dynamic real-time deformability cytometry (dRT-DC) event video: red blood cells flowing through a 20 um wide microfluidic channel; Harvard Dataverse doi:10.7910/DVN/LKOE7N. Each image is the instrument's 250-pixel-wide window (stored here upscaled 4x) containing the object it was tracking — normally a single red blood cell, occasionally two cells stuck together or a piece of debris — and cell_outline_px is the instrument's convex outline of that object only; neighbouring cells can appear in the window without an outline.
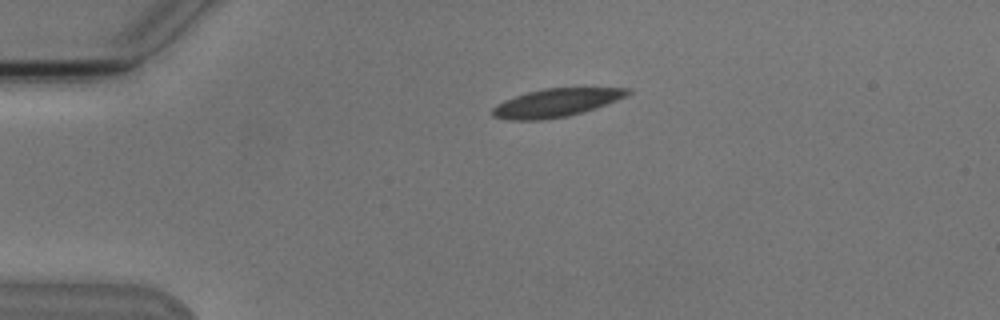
{"species": "Egyptian fruit bat (a non-hibernating species)", "species_latin": "Rousettus aegyptiacus", "temperature_condition": "cold", "stored_images_in_passage": 2, "camera_frame_rate_fps": 3000, "um_per_image_px": 0.085, "animal": {"sex": "male"}, "frame": {"image": 1, "passage_image": 1, "time_ms": 0.0, "image_size_px": [1000, 320], "cell_outline_px": [[632, 92], [628, 96], [596, 108], [568, 116], [544, 120], [512, 120], [492, 116], [492, 108], [496, 104], [504, 100], [528, 92], [544, 88], [628, 88]], "centroid_in_image_um": [47.28, 8.74], "position_along_channel_um": 37.7, "area_um2": 22.2}}